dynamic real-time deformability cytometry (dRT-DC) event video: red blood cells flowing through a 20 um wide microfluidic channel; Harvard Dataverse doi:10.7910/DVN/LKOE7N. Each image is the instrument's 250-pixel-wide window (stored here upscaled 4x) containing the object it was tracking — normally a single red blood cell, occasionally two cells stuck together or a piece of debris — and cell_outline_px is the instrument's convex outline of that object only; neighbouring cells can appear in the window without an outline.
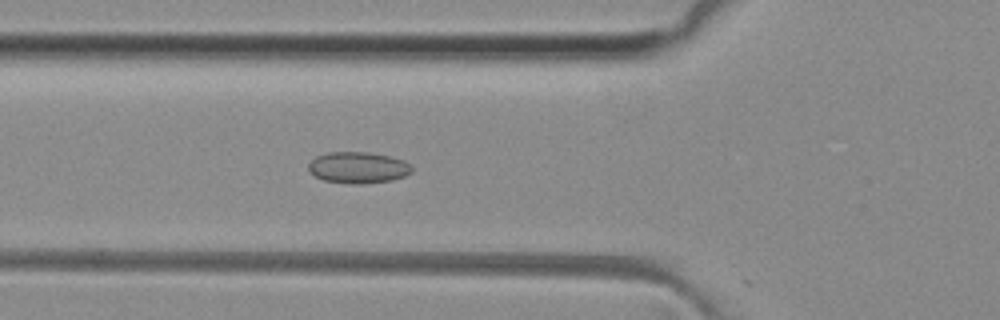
{"species": "common noctule bat (a hibernating species)", "species_latin": "Nyctalus noctula", "temperature_condition": "room temperature", "stored_images_in_passage": 39, "camera_frame_rate_fps": 3000, "um_per_image_px": 0.085, "animal": {"sex": "female", "body_mass_g": 29.2, "forearm_length_mm": 56.3}, "frame": {"image": 1, "passage_image": 11, "time_ms": 3.333, "image_size_px": [1000, 320], "cell_outline_px": [[412, 172], [404, 176], [392, 180], [360, 184], [348, 184], [324, 180], [308, 172], [308, 164], [316, 156], [328, 152], [368, 152], [388, 156], [404, 160], [412, 168]], "centroid_in_image_um": [30.41, 14.24], "position_along_channel_um": 95.4, "area_um2": 18.9}}
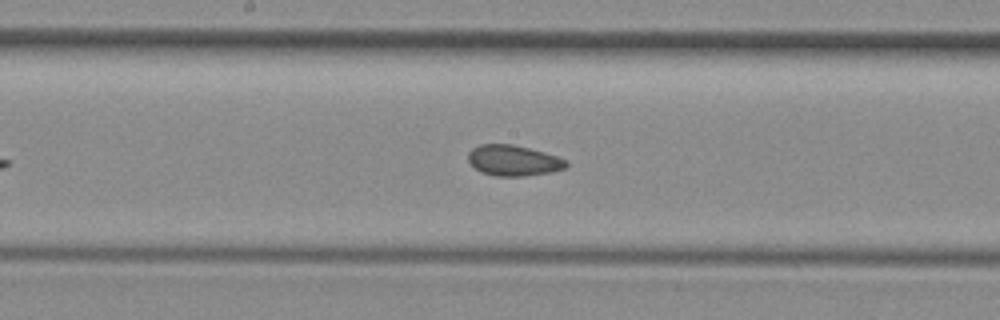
{"frame": {"image": 2, "passage_image": 19, "time_ms": 6.0, "image_size_px": [1000, 320], "cell_outline_px": [[568, 168], [552, 172], [524, 176], [496, 176], [480, 172], [468, 160], [468, 152], [472, 148], [480, 144], [512, 144], [544, 152], [568, 160]], "centroid_in_image_um": [43.67, 13.64], "position_along_channel_um": 204.5, "area_um2": 17.63}}
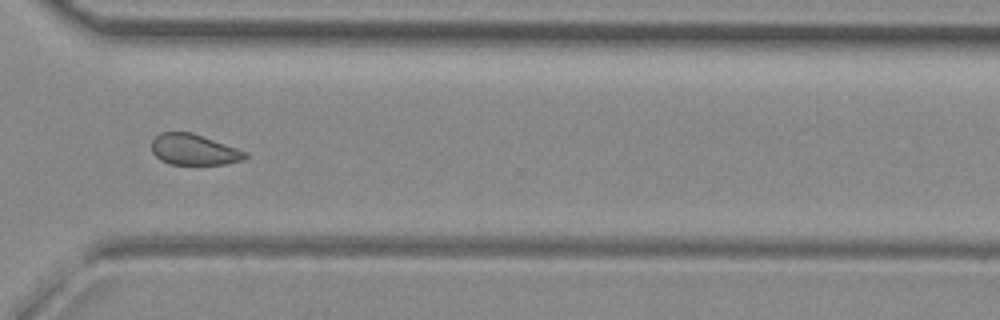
{"frame": {"image": 3, "passage_image": 30, "time_ms": 9.667, "image_size_px": [1000, 320], "cell_outline_px": [[248, 156], [244, 160], [224, 164], [168, 164], [160, 160], [152, 152], [152, 140], [160, 132], [192, 132], [248, 152]], "centroid_in_image_um": [16.49, 12.72], "position_along_channel_um": 354.1, "area_um2": 16.88}, "authors_computed_cell_mechanics": {"area_um2": 17.629, "velocity_mm_per_s": 4.0872, "shape_relaxation_time_tau1_ms": null, "shape_relaxation_time_tau2_ms": 2.2952, "deformation_change_tau1": null, "deformation_change_tau2": 0.0764}}